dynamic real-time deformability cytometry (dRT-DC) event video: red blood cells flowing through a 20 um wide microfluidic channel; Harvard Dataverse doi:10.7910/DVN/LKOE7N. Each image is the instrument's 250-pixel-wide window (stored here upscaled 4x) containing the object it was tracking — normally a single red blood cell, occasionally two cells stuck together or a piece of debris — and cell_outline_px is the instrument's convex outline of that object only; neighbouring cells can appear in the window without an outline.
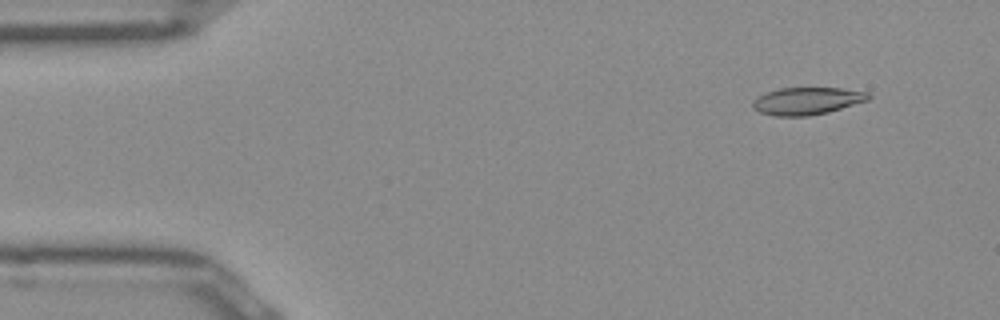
{"species": "Egyptian fruit bat (a non-hibernating species)", "species_latin": "Rousettus aegyptiacus", "temperature_condition": "room temperature", "stored_images_in_passage": 51, "camera_frame_rate_fps": 3000, "um_per_image_px": 0.085, "frame": {"image": 1, "passage_image": 5, "time_ms": 1.333, "image_size_px": [1000, 320], "cell_outline_px": [[872, 96], [868, 100], [828, 112], [808, 116], [772, 116], [760, 112], [752, 108], [752, 100], [756, 96], [780, 88], [840, 88], [868, 92]], "centroid_in_image_um": [68.56, 8.58], "position_along_channel_um": 16.4, "area_um2": 18.5}}
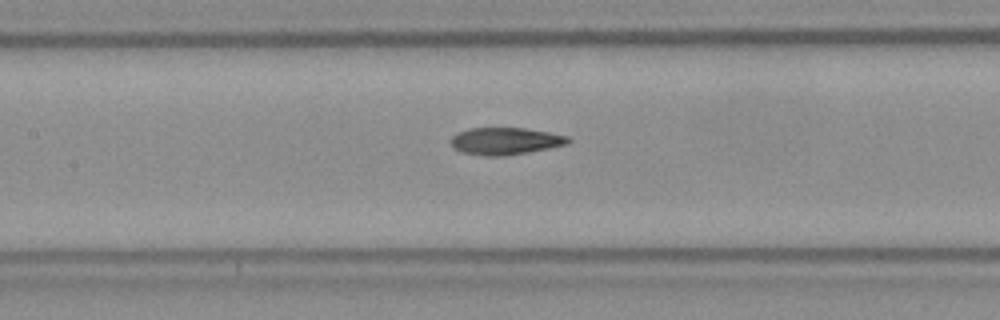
{"frame": {"image": 2, "passage_image": 23, "time_ms": 7.333, "image_size_px": [1000, 320], "cell_outline_px": [[572, 140], [568, 144], [528, 152], [504, 156], [488, 156], [460, 152], [448, 140], [456, 132], [468, 128], [524, 128], [548, 132], [568, 136]], "centroid_in_image_um": [42.93, 11.98], "position_along_channel_um": 164.5, "area_um2": 18.61}}
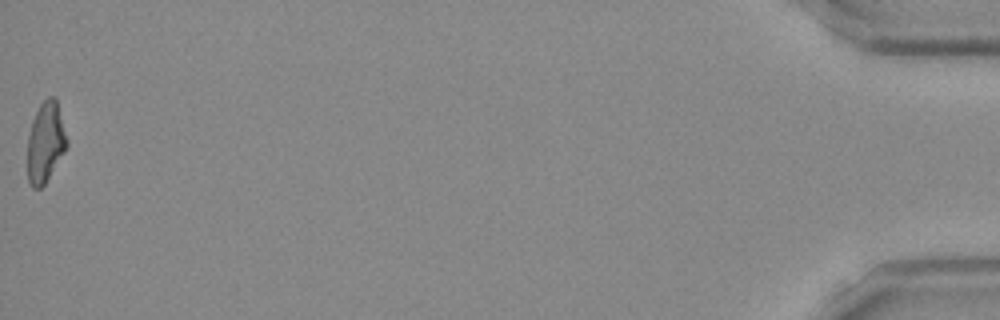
{"frame": {"image": 3, "passage_image": 51, "time_ms": 16.667, "image_size_px": [1000, 320], "cell_outline_px": [[68, 144], [64, 152], [44, 184], [40, 188], [32, 188], [28, 180], [28, 136], [32, 120], [40, 104], [48, 96], [52, 96], [56, 100], [68, 140]], "centroid_in_image_um": [3.86, 12.09], "position_along_channel_um": 431.3, "area_um2": 18.15}, "authors_computed_cell_mechanics": {"area_um2": 18.6694, "velocity_mm_per_s": 3.9846, "shape_relaxation_time_tau1_ms": null, "shape_relaxation_time_tau2_ms": 2.6767, "deformation_change_tau1": null, "deformation_change_tau2": 0.0915}}